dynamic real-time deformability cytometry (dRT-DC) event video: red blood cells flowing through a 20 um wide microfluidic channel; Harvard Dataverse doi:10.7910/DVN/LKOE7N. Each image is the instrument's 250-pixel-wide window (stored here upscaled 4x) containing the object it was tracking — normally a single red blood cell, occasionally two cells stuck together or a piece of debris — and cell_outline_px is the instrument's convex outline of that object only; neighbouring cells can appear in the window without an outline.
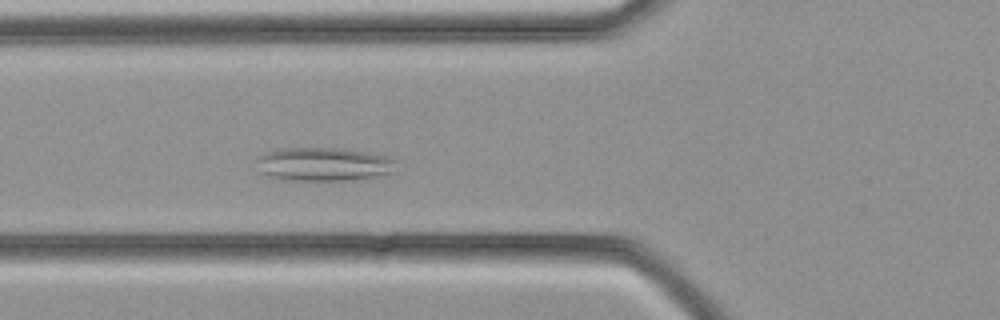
{"species": "common noctule bat (a hibernating species)", "species_latin": "Nyctalus noctula", "temperature_condition": "cold", "stored_images_in_passage": 34, "camera_frame_rate_fps": 3000, "um_per_image_px": 0.085, "animal": {"sex": "female", "body_mass_g": 21.9}, "frame": {"image": 1, "passage_image": 10, "time_ms": 3.0, "image_size_px": [1000, 320], "cell_outline_px": [[396, 172], [376, 176], [348, 180], [284, 180], [268, 176], [256, 172], [256, 160], [264, 152], [280, 148], [344, 148], [368, 152], [388, 156], [392, 160]], "centroid_in_image_um": [27.43, 13.95], "position_along_channel_um": 98.4, "area_um2": 27.63}}